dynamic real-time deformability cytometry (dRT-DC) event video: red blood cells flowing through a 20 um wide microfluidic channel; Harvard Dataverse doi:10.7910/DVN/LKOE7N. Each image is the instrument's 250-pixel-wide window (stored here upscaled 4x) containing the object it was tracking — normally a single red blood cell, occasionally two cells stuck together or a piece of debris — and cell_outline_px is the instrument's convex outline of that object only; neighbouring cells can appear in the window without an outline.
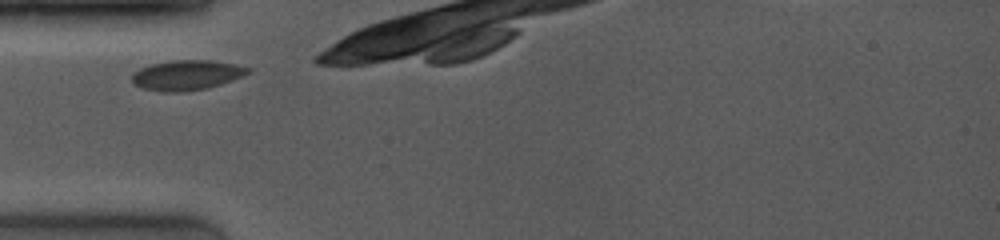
{"species": "common noctule bat (a hibernating species)", "species_latin": "Nyctalus noctula", "temperature_condition": "room temperature", "stored_images_in_passage": 3, "camera_frame_rate_fps": 4000, "um_per_image_px": 0.085, "animal": {"sex": "female", "body_mass_g": 19.0, "forearm_length_mm": 53.3}, "frame": {"image": 1, "passage_image": 1, "time_ms": 0.0, "image_size_px": [1000, 240], "cell_outline_px": [[252, 72], [244, 76], [208, 88], [184, 92], [160, 92], [144, 88], [136, 84], [132, 80], [132, 72], [140, 68], [152, 64], [172, 60], [212, 60], [252, 68]], "centroid_in_image_um": [15.9, 6.39], "position_along_channel_um": 69.1, "area_um2": 20.35}}